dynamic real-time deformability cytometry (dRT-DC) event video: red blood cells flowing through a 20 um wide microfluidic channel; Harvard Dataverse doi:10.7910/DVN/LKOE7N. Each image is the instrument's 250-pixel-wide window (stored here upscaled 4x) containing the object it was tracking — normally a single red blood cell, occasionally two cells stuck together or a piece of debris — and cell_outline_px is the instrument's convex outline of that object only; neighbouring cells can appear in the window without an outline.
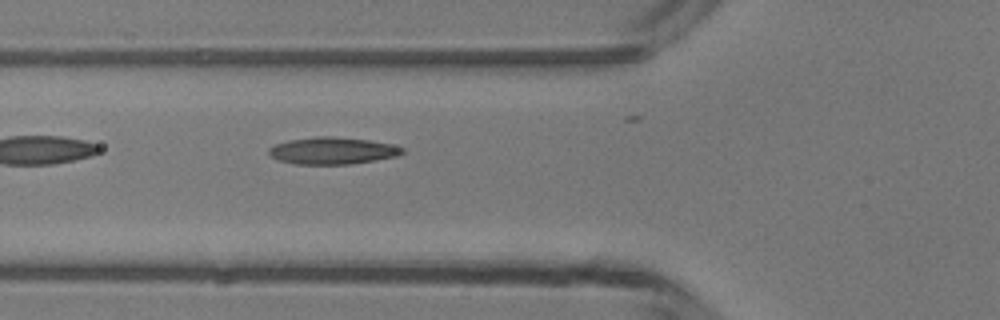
{"species": "common noctule bat (a hibernating species)", "species_latin": "Nyctalus noctula", "temperature_condition": "room temperature", "stored_images_in_passage": 15, "camera_frame_rate_fps": 3000, "um_per_image_px": 0.085, "animal": {"sex": "male", "body_mass_g": 13.3}, "frame": {"image": 1, "passage_image": 2, "time_ms": 0.333, "image_size_px": [1000, 320], "cell_outline_px": [[404, 152], [396, 156], [376, 160], [348, 164], [296, 164], [276, 160], [268, 152], [268, 148], [276, 144], [288, 140], [316, 136], [332, 136], [368, 140], [392, 144], [404, 148]], "centroid_in_image_um": [28.24, 12.81], "position_along_channel_um": 97.6, "area_um2": 20.98}}
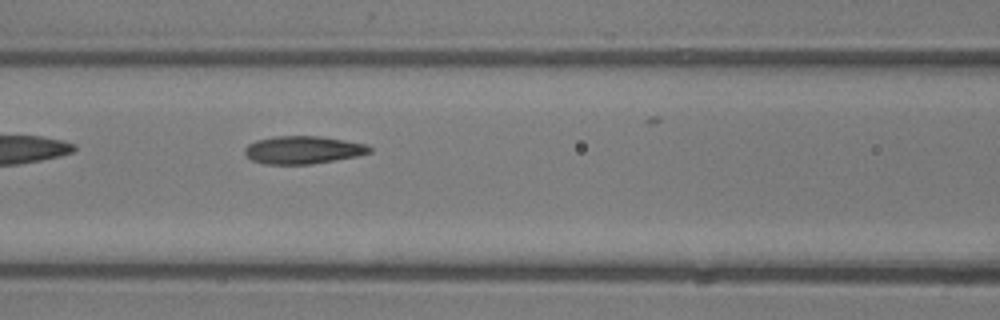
{"frame": {"image": 2, "passage_image": 5, "time_ms": 1.333, "image_size_px": [1000, 320], "cell_outline_px": [[372, 152], [356, 156], [312, 164], [264, 164], [252, 160], [244, 152], [244, 148], [248, 144], [256, 140], [276, 136], [320, 136], [368, 144], [372, 148]], "centroid_in_image_um": [25.76, 12.74], "position_along_channel_um": 140.8, "area_um2": 20.23}}
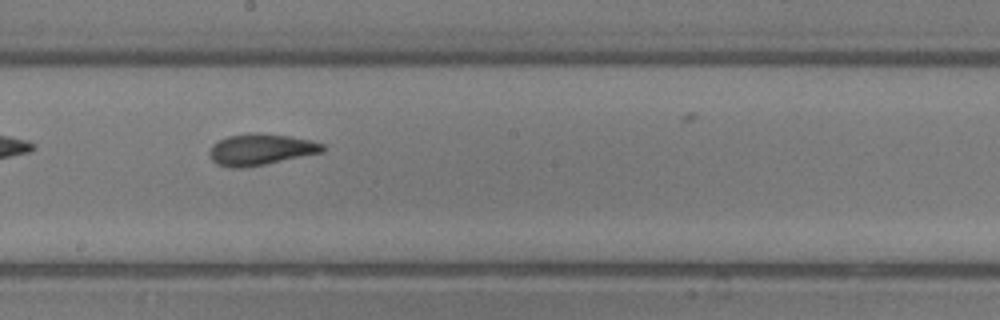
{"frame": {"image": 3, "passage_image": 11, "time_ms": 3.333, "image_size_px": [1000, 320], "cell_outline_px": [[324, 152], [244, 168], [228, 168], [216, 164], [212, 160], [208, 152], [212, 144], [228, 136], [256, 132], [288, 136], [308, 140], [324, 144]], "centroid_in_image_um": [22.12, 12.71], "position_along_channel_um": 226.1, "area_um2": 20.58}}